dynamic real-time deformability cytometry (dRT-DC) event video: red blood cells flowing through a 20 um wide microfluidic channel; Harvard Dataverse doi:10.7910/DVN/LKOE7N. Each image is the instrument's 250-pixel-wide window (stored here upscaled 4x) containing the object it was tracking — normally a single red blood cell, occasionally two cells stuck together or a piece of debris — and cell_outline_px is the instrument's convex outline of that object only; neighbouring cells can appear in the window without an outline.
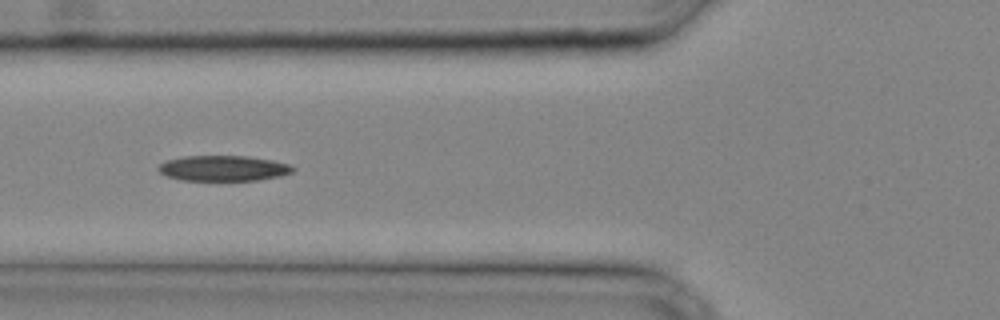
{"species": "common noctule bat (a hibernating species)", "species_latin": "Nyctalus noctula", "temperature_condition": "cold", "stored_images_in_passage": 24, "camera_frame_rate_fps": 3000, "um_per_image_px": 0.085, "animal": {"sex": "male", "body_mass_g": 20.4}, "frame": {"image": 1, "passage_image": 4, "time_ms": 1.0, "image_size_px": [1000, 320], "cell_outline_px": [[296, 168], [292, 172], [280, 176], [260, 180], [180, 180], [168, 176], [160, 172], [156, 168], [160, 164], [168, 160], [180, 156], [248, 156], [272, 160], [288, 164]], "centroid_in_image_um": [18.98, 14.3], "position_along_channel_um": 106.8, "area_um2": 19.94}}